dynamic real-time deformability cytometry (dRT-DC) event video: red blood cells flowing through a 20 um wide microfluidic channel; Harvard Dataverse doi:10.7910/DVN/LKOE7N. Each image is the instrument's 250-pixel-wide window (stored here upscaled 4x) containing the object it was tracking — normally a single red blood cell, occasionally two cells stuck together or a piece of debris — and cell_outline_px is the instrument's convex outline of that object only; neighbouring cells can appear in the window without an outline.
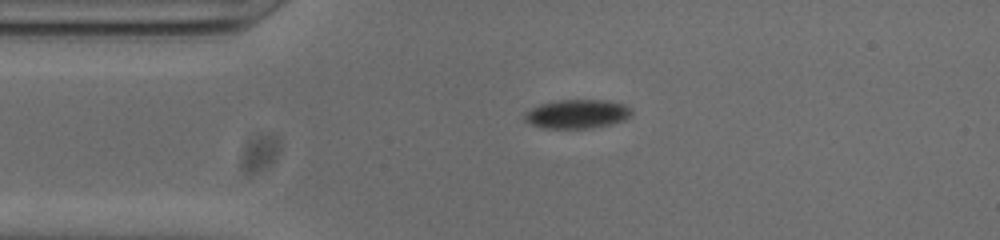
{"species": "common noctule bat (a hibernating species)", "species_latin": "Nyctalus noctula", "temperature_condition": "cold", "stored_images_in_passage": 45, "camera_frame_rate_fps": 3000, "um_per_image_px": 0.085, "animal": {"sex": "male", "body_mass_g": 20.0, "forearm_length_mm": 53.3}, "frame": {"image": 1, "passage_image": 1, "time_ms": 0.0, "image_size_px": [1000, 240], "cell_outline_px": [[632, 112], [624, 120], [608, 124], [584, 128], [544, 128], [532, 124], [524, 120], [524, 112], [540, 104], [556, 100], [604, 100], [624, 104]], "centroid_in_image_um": [48.99, 9.67], "position_along_channel_um": 36.0, "area_um2": 17.69}}
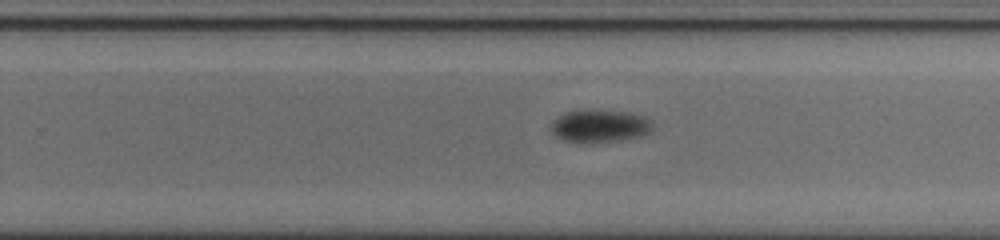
{"frame": {"image": 2, "passage_image": 23, "time_ms": 7.333, "image_size_px": [1000, 240], "cell_outline_px": [[652, 128], [648, 132], [640, 136], [588, 144], [580, 144], [564, 140], [556, 136], [552, 132], [552, 124], [564, 112], [576, 108], [628, 112], [644, 116], [652, 120]], "centroid_in_image_um": [50.95, 10.69], "position_along_channel_um": 278.9, "area_um2": 19.59}}
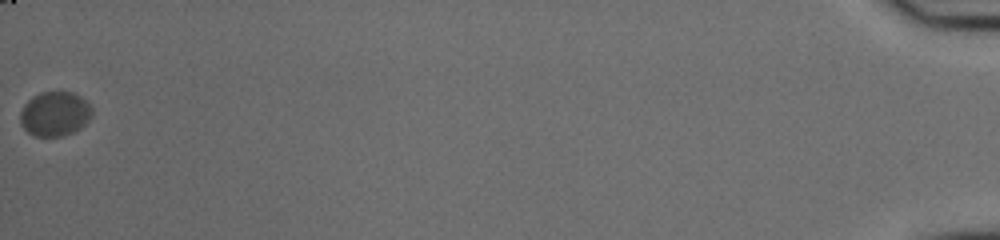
{"frame": {"image": 3, "passage_image": 45, "time_ms": 14.667, "image_size_px": [1000, 240], "cell_outline_px": [[92, 116], [80, 128], [64, 136], [32, 136], [20, 124], [20, 112], [24, 104], [32, 96], [40, 92], [72, 92], [80, 96], [92, 108]], "centroid_in_image_um": [4.64, 9.68], "position_along_channel_um": 430.6, "area_um2": 18.67}, "authors_computed_cell_mechanics": {"area_um2": 18.6694, "velocity_mm_per_s": 3.6424, "shape_relaxation_time_tau1_ms": 2.4447, "shape_relaxation_time_tau2_ms": null, "deformation_change_tau1": 0.0697, "deformation_change_tau2": null}}